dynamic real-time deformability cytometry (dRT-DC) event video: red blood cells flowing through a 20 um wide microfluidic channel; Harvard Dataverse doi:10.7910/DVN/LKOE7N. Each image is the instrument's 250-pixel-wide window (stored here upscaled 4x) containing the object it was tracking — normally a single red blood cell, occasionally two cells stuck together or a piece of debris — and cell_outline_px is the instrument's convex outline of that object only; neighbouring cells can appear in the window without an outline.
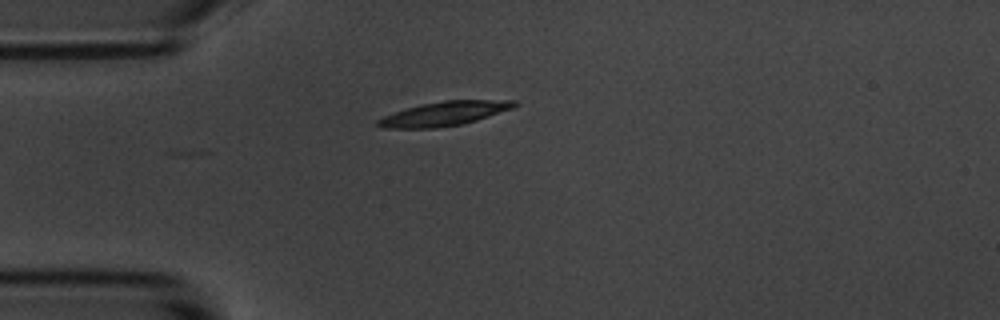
{"species": "common noctule bat (a hibernating species)", "species_latin": "Nyctalus noctula", "temperature_condition": "room temperature", "stored_images_in_passage": 7, "camera_frame_rate_fps": 3000, "um_per_image_px": 0.085, "animal": {"sex": "male", "body_mass_g": 20.1, "forearm_length_mm": 53.5}, "frame": {"image": 1, "passage_image": 1, "time_ms": 0.0, "image_size_px": [1000, 320], "cell_outline_px": [[520, 104], [512, 108], [476, 120], [460, 124], [436, 128], [380, 128], [376, 124], [376, 120], [384, 116], [404, 108], [420, 104], [444, 100], [516, 100]], "centroid_in_image_um": [37.73, 9.65], "position_along_channel_um": 47.3, "area_um2": 19.25}}
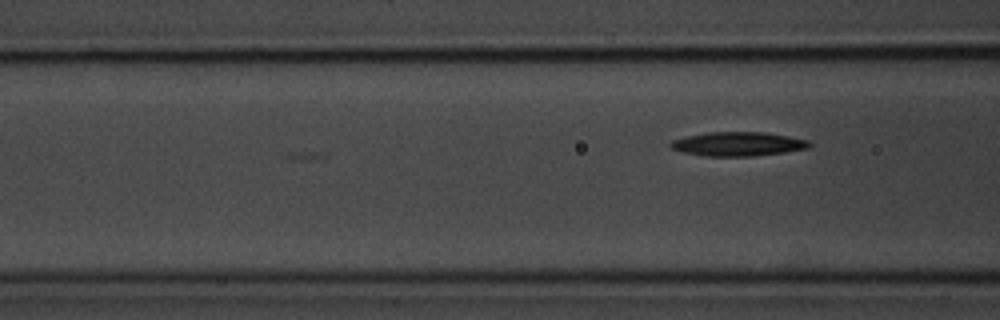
{"frame": {"image": 2, "passage_image": 7, "time_ms": 2.0, "image_size_px": [1000, 320], "cell_outline_px": [[812, 144], [808, 148], [784, 152], [752, 156], [704, 156], [684, 152], [672, 148], [668, 144], [672, 140], [688, 136], [708, 132], [764, 132], [788, 136], [808, 140]], "centroid_in_image_um": [62.73, 12.23], "position_along_channel_um": 103.9, "area_um2": 19.31}}